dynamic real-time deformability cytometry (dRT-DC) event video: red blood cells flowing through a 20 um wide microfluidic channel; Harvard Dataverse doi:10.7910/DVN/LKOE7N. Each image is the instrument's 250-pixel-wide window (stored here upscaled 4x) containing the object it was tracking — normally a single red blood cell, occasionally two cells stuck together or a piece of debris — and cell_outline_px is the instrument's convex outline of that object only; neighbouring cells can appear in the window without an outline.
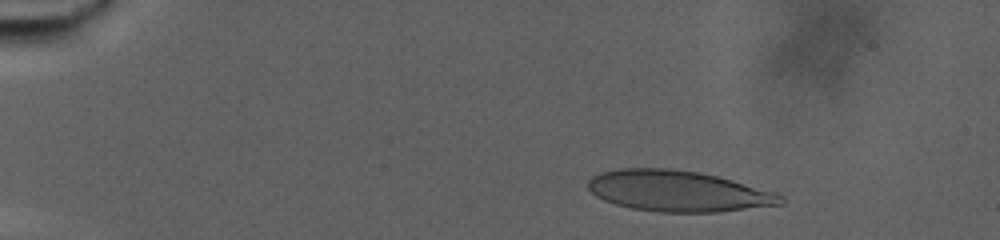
{"species": "human", "species_latin": "Homo sapiens", "temperature_condition": "warm", "stored_images_in_passage": 70, "camera_frame_rate_fps": 3000, "um_per_image_px": 0.085, "donor": {"sex": "male"}, "frame": {"image": 1, "passage_image": 12, "time_ms": 3.667, "image_size_px": [1000, 240], "cell_outline_px": [[784, 204], [716, 212], [660, 212], [632, 208], [616, 204], [604, 200], [596, 196], [588, 188], [588, 180], [592, 176], [600, 172], [620, 168], [672, 168], [700, 172], [716, 176], [776, 192], [784, 196]], "centroid_in_image_um": [57.63, 16.23], "position_along_channel_um": 27.4, "area_um2": 45.95}}
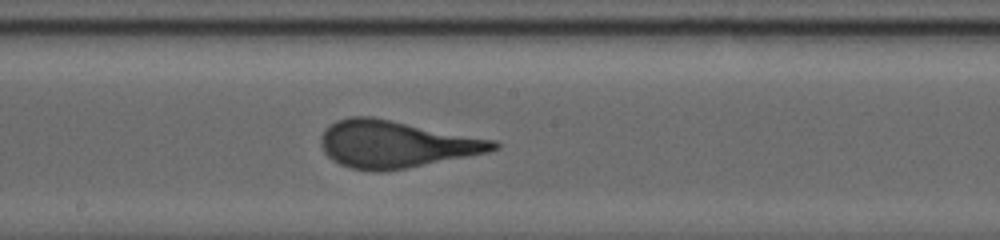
{"frame": {"image": 2, "passage_image": 46, "time_ms": 15.0, "image_size_px": [1000, 240], "cell_outline_px": [[500, 148], [488, 152], [468, 156], [404, 168], [380, 172], [372, 172], [352, 168], [340, 164], [332, 160], [324, 152], [320, 144], [320, 136], [324, 128], [336, 120], [348, 116], [372, 116], [496, 140], [500, 144]], "centroid_in_image_um": [33.61, 12.24], "position_along_channel_um": 214.6, "area_um2": 47.51}}
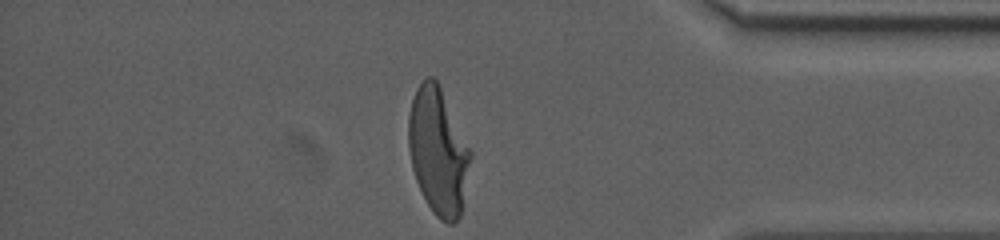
{"frame": {"image": 3, "passage_image": 70, "time_ms": 23.0, "image_size_px": [1000, 240], "cell_outline_px": [[472, 156], [460, 216], [452, 224], [448, 224], [440, 220], [436, 216], [428, 204], [416, 180], [412, 168], [408, 148], [408, 116], [412, 100], [416, 88], [428, 76], [432, 76], [436, 80], [472, 152]], "centroid_in_image_um": [37.23, 12.88], "position_along_channel_um": 398.0, "area_um2": 45.26}}